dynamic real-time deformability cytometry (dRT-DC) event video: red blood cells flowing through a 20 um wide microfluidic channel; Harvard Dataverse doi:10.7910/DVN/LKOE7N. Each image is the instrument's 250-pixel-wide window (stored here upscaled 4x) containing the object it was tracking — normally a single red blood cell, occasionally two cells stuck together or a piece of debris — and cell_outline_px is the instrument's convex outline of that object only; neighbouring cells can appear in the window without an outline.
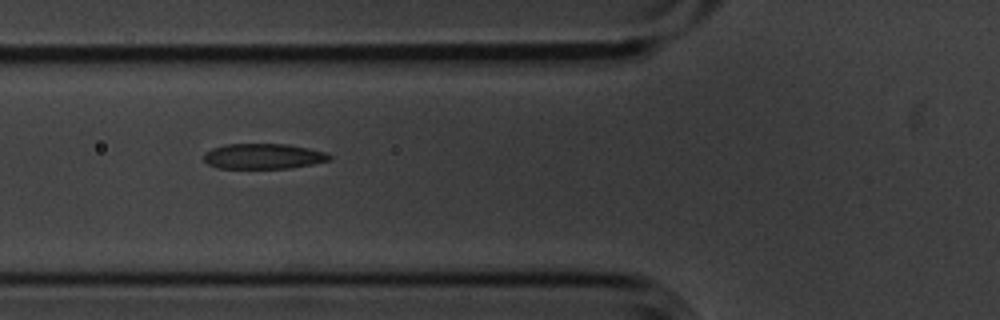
{"species": "common noctule bat (a hibernating species)", "species_latin": "Nyctalus noctula", "temperature_condition": "cold", "stored_images_in_passage": 9, "camera_frame_rate_fps": 3000, "um_per_image_px": 0.085, "animal": {"sex": "male", "body_mass_g": 20.1, "forearm_length_mm": 53.5}, "frame": {"image": 1, "passage_image": 4, "time_ms": 1.0, "image_size_px": [1000, 320], "cell_outline_px": [[332, 160], [292, 168], [220, 168], [208, 164], [204, 160], [204, 152], [212, 148], [224, 144], [288, 144], [328, 152], [332, 156]], "centroid_in_image_um": [22.42, 13.28], "position_along_channel_um": 103.4, "area_um2": 18.73}}
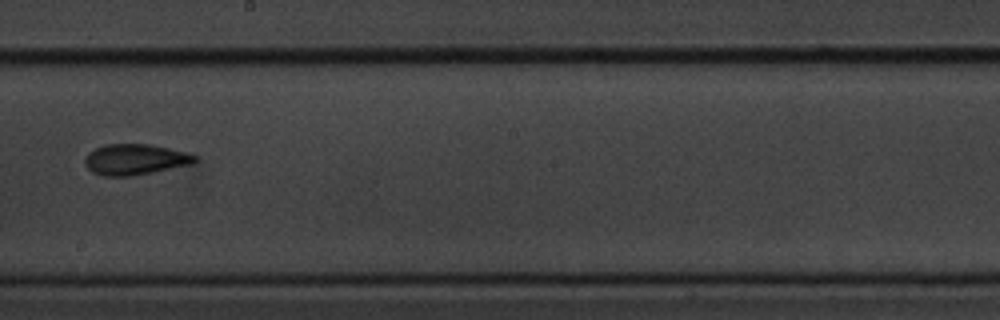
{"frame": {"image": 2, "passage_image": 7, "time_ms": 2.0, "image_size_px": [1000, 320], "cell_outline_px": [[200, 156], [192, 164], [152, 172], [128, 176], [104, 176], [92, 172], [84, 164], [84, 160], [88, 152], [104, 144], [148, 144], [188, 152]], "centroid_in_image_um": [11.49, 13.54], "position_along_channel_um": 236.7, "area_um2": 19.77}}
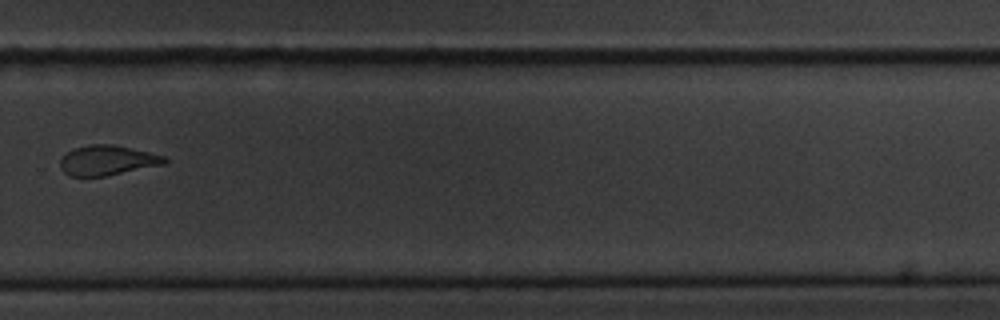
{"frame": {"image": 3, "passage_image": 9, "time_ms": 2.667, "image_size_px": [1000, 320], "cell_outline_px": [[168, 160], [164, 164], [104, 176], [68, 176], [60, 168], [60, 160], [68, 152], [76, 148], [88, 144], [112, 144], [168, 156]], "centroid_in_image_um": [9.14, 13.62], "position_along_channel_um": 320.7, "area_um2": 18.09}}